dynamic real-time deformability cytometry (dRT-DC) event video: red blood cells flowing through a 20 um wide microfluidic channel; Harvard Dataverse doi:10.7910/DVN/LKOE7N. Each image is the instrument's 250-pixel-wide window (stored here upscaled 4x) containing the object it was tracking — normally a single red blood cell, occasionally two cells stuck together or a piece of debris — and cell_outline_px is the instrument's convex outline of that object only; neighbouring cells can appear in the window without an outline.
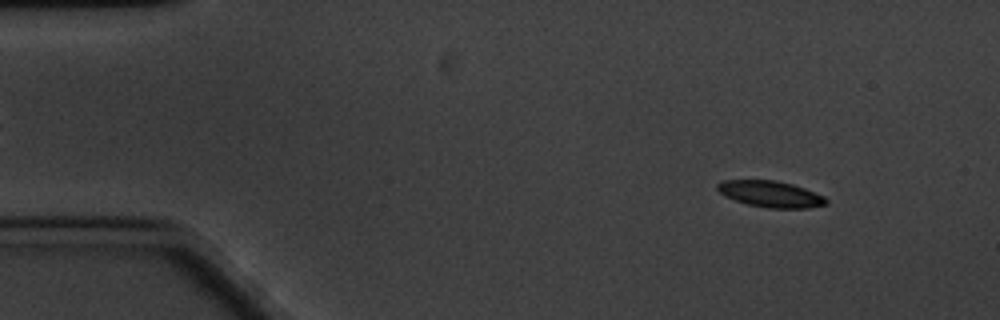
{"species": "common noctule bat (a hibernating species)", "species_latin": "Nyctalus noctula", "temperature_condition": "cold", "stored_images_in_passage": 60, "camera_frame_rate_fps": 3000, "um_per_image_px": 0.085, "animal": {"sex": "male", "body_mass_g": 20.1, "forearm_length_mm": 53.5}, "frame": {"image": 1, "passage_image": 6, "time_ms": 1.667, "image_size_px": [1000, 320], "cell_outline_px": [[828, 204], [808, 208], [768, 208], [748, 204], [724, 196], [716, 188], [716, 184], [724, 180], [776, 180], [792, 184], [804, 188], [824, 196], [828, 200]], "centroid_in_image_um": [65.51, 16.49], "position_along_channel_um": 19.5, "area_um2": 16.65}}
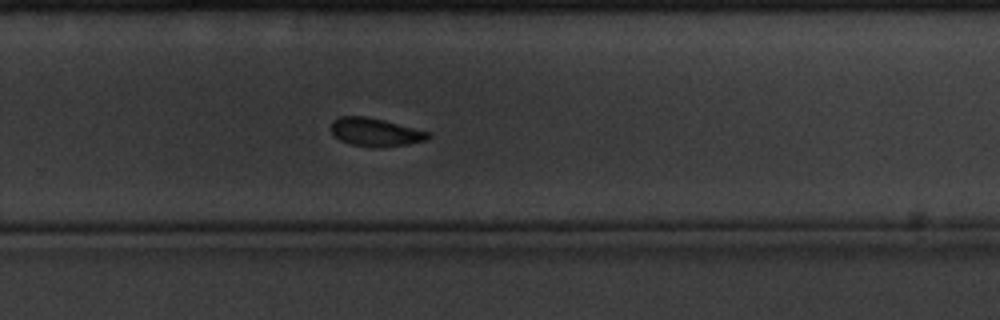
{"frame": {"image": 2, "passage_image": 39, "time_ms": 12.667, "image_size_px": [1000, 320], "cell_outline_px": [[432, 136], [428, 140], [408, 144], [384, 148], [372, 148], [348, 144], [340, 140], [332, 132], [332, 120], [340, 116], [364, 116], [384, 120], [432, 132]], "centroid_in_image_um": [31.96, 11.25], "position_along_channel_um": 297.8, "area_um2": 16.36}}
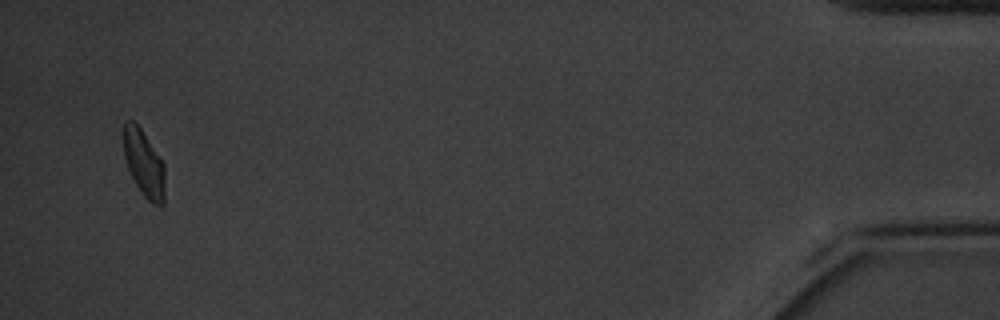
{"frame": {"image": 3, "passage_image": 58, "time_ms": 19.0, "image_size_px": [1000, 320], "cell_outline_px": [[164, 204], [160, 208], [152, 204], [144, 196], [136, 184], [128, 168], [124, 156], [120, 136], [124, 124], [128, 120], [132, 120], [140, 128], [164, 164]], "centroid_in_image_um": [12.2, 13.89], "position_along_channel_um": 423.0, "area_um2": 16.24}, "authors_computed_cell_mechanics": {"area_um2": 16.762, "velocity_mm_per_s": 3.2773, "shape_relaxation_time_tau1_ms": 2.2331, "shape_relaxation_time_tau2_ms": 6.3239, "deformation_change_tau1": 0.1005, "deformation_change_tau2": 0.0997}}